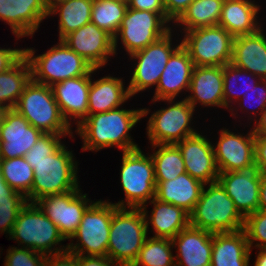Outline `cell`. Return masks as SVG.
Segmentation results:
<instances>
[{
  "label": "cell",
  "instance_id": "6da1fadb",
  "mask_svg": "<svg viewBox=\"0 0 266 266\" xmlns=\"http://www.w3.org/2000/svg\"><path fill=\"white\" fill-rule=\"evenodd\" d=\"M66 136L74 138L75 135L42 134L24 156L34 170L32 203L44 196L66 193L80 186L77 176L79 164L73 152L61 141Z\"/></svg>",
  "mask_w": 266,
  "mask_h": 266
},
{
  "label": "cell",
  "instance_id": "7a4b0ae2",
  "mask_svg": "<svg viewBox=\"0 0 266 266\" xmlns=\"http://www.w3.org/2000/svg\"><path fill=\"white\" fill-rule=\"evenodd\" d=\"M150 109H123L88 115L75 130L83 140L82 151L98 152L104 148L118 147L122 152L139 148L130 131L140 119L147 117Z\"/></svg>",
  "mask_w": 266,
  "mask_h": 266
},
{
  "label": "cell",
  "instance_id": "3957f363",
  "mask_svg": "<svg viewBox=\"0 0 266 266\" xmlns=\"http://www.w3.org/2000/svg\"><path fill=\"white\" fill-rule=\"evenodd\" d=\"M208 185H204L199 200L189 214V225L213 234L242 230L245 218L225 189L218 181Z\"/></svg>",
  "mask_w": 266,
  "mask_h": 266
},
{
  "label": "cell",
  "instance_id": "277c9868",
  "mask_svg": "<svg viewBox=\"0 0 266 266\" xmlns=\"http://www.w3.org/2000/svg\"><path fill=\"white\" fill-rule=\"evenodd\" d=\"M149 233L141 208L113 203L107 256L120 266H132Z\"/></svg>",
  "mask_w": 266,
  "mask_h": 266
},
{
  "label": "cell",
  "instance_id": "5b68a950",
  "mask_svg": "<svg viewBox=\"0 0 266 266\" xmlns=\"http://www.w3.org/2000/svg\"><path fill=\"white\" fill-rule=\"evenodd\" d=\"M41 55H35V48H25L24 56L28 59L34 82L53 86L55 83L87 75L93 67L63 40Z\"/></svg>",
  "mask_w": 266,
  "mask_h": 266
},
{
  "label": "cell",
  "instance_id": "8992f818",
  "mask_svg": "<svg viewBox=\"0 0 266 266\" xmlns=\"http://www.w3.org/2000/svg\"><path fill=\"white\" fill-rule=\"evenodd\" d=\"M9 239L19 242L18 246L21 245L22 248H29L44 255L67 250V245L61 244L66 239L36 203L27 202L21 209Z\"/></svg>",
  "mask_w": 266,
  "mask_h": 266
},
{
  "label": "cell",
  "instance_id": "52a82bcc",
  "mask_svg": "<svg viewBox=\"0 0 266 266\" xmlns=\"http://www.w3.org/2000/svg\"><path fill=\"white\" fill-rule=\"evenodd\" d=\"M14 109L43 134L73 135L72 127L55 101L51 86L31 80Z\"/></svg>",
  "mask_w": 266,
  "mask_h": 266
},
{
  "label": "cell",
  "instance_id": "ba28073f",
  "mask_svg": "<svg viewBox=\"0 0 266 266\" xmlns=\"http://www.w3.org/2000/svg\"><path fill=\"white\" fill-rule=\"evenodd\" d=\"M120 181L125 199L114 203L117 207L141 208L155 197L154 162L139 148L122 152Z\"/></svg>",
  "mask_w": 266,
  "mask_h": 266
},
{
  "label": "cell",
  "instance_id": "9c48e42d",
  "mask_svg": "<svg viewBox=\"0 0 266 266\" xmlns=\"http://www.w3.org/2000/svg\"><path fill=\"white\" fill-rule=\"evenodd\" d=\"M113 203L108 200L93 202L84 212L77 231L69 239L67 250L83 256H107ZM76 242L74 244V240Z\"/></svg>",
  "mask_w": 266,
  "mask_h": 266
},
{
  "label": "cell",
  "instance_id": "30bf717a",
  "mask_svg": "<svg viewBox=\"0 0 266 266\" xmlns=\"http://www.w3.org/2000/svg\"><path fill=\"white\" fill-rule=\"evenodd\" d=\"M168 102V107L154 111L147 122V136L150 145L176 144L184 138L196 135L198 132L191 125L195 108L185 99H164L152 101ZM176 101V102H175Z\"/></svg>",
  "mask_w": 266,
  "mask_h": 266
},
{
  "label": "cell",
  "instance_id": "8fae6325",
  "mask_svg": "<svg viewBox=\"0 0 266 266\" xmlns=\"http://www.w3.org/2000/svg\"><path fill=\"white\" fill-rule=\"evenodd\" d=\"M181 45L194 66H224L231 63L234 37L221 26L184 31Z\"/></svg>",
  "mask_w": 266,
  "mask_h": 266
},
{
  "label": "cell",
  "instance_id": "7c38bea8",
  "mask_svg": "<svg viewBox=\"0 0 266 266\" xmlns=\"http://www.w3.org/2000/svg\"><path fill=\"white\" fill-rule=\"evenodd\" d=\"M173 27L158 14L146 10L127 8L117 34L113 37V47L117 55L118 41L128 56L143 50L167 34Z\"/></svg>",
  "mask_w": 266,
  "mask_h": 266
},
{
  "label": "cell",
  "instance_id": "4fadbf2b",
  "mask_svg": "<svg viewBox=\"0 0 266 266\" xmlns=\"http://www.w3.org/2000/svg\"><path fill=\"white\" fill-rule=\"evenodd\" d=\"M172 32L173 29L143 50L129 56L130 60L136 62L128 85L131 97L152 86L157 87L171 54L181 45V42L173 45Z\"/></svg>",
  "mask_w": 266,
  "mask_h": 266
},
{
  "label": "cell",
  "instance_id": "5bb4252c",
  "mask_svg": "<svg viewBox=\"0 0 266 266\" xmlns=\"http://www.w3.org/2000/svg\"><path fill=\"white\" fill-rule=\"evenodd\" d=\"M80 189L79 186L66 193L47 195L35 202L68 241L77 231L84 212L94 202Z\"/></svg>",
  "mask_w": 266,
  "mask_h": 266
},
{
  "label": "cell",
  "instance_id": "9a60e30c",
  "mask_svg": "<svg viewBox=\"0 0 266 266\" xmlns=\"http://www.w3.org/2000/svg\"><path fill=\"white\" fill-rule=\"evenodd\" d=\"M223 128L213 145L219 173L246 170L255 166V136L252 129L245 135Z\"/></svg>",
  "mask_w": 266,
  "mask_h": 266
},
{
  "label": "cell",
  "instance_id": "2e32d148",
  "mask_svg": "<svg viewBox=\"0 0 266 266\" xmlns=\"http://www.w3.org/2000/svg\"><path fill=\"white\" fill-rule=\"evenodd\" d=\"M62 40L97 70L115 55L113 37L92 22L70 32Z\"/></svg>",
  "mask_w": 266,
  "mask_h": 266
},
{
  "label": "cell",
  "instance_id": "e0dca14e",
  "mask_svg": "<svg viewBox=\"0 0 266 266\" xmlns=\"http://www.w3.org/2000/svg\"><path fill=\"white\" fill-rule=\"evenodd\" d=\"M261 177L262 174L256 166L218 175L217 181L244 218L258 210Z\"/></svg>",
  "mask_w": 266,
  "mask_h": 266
},
{
  "label": "cell",
  "instance_id": "ac0fdd59",
  "mask_svg": "<svg viewBox=\"0 0 266 266\" xmlns=\"http://www.w3.org/2000/svg\"><path fill=\"white\" fill-rule=\"evenodd\" d=\"M42 134L16 109H7L0 129V158L24 157Z\"/></svg>",
  "mask_w": 266,
  "mask_h": 266
},
{
  "label": "cell",
  "instance_id": "d6986e66",
  "mask_svg": "<svg viewBox=\"0 0 266 266\" xmlns=\"http://www.w3.org/2000/svg\"><path fill=\"white\" fill-rule=\"evenodd\" d=\"M48 18L46 0H0V20L6 22L16 39L31 36Z\"/></svg>",
  "mask_w": 266,
  "mask_h": 266
},
{
  "label": "cell",
  "instance_id": "ffe728a7",
  "mask_svg": "<svg viewBox=\"0 0 266 266\" xmlns=\"http://www.w3.org/2000/svg\"><path fill=\"white\" fill-rule=\"evenodd\" d=\"M199 132L176 143L180 149L188 173L194 179L209 184L217 182L218 169L213 144Z\"/></svg>",
  "mask_w": 266,
  "mask_h": 266
},
{
  "label": "cell",
  "instance_id": "44dd1931",
  "mask_svg": "<svg viewBox=\"0 0 266 266\" xmlns=\"http://www.w3.org/2000/svg\"><path fill=\"white\" fill-rule=\"evenodd\" d=\"M96 71L97 69L93 68L85 76L70 78L51 86L55 101L70 126H72L71 120L76 121L75 125L77 127L88 116L91 74L93 75Z\"/></svg>",
  "mask_w": 266,
  "mask_h": 266
},
{
  "label": "cell",
  "instance_id": "7402d4cb",
  "mask_svg": "<svg viewBox=\"0 0 266 266\" xmlns=\"http://www.w3.org/2000/svg\"><path fill=\"white\" fill-rule=\"evenodd\" d=\"M213 233L191 225L173 239L176 266H211Z\"/></svg>",
  "mask_w": 266,
  "mask_h": 266
},
{
  "label": "cell",
  "instance_id": "603a6c76",
  "mask_svg": "<svg viewBox=\"0 0 266 266\" xmlns=\"http://www.w3.org/2000/svg\"><path fill=\"white\" fill-rule=\"evenodd\" d=\"M194 64L187 50L180 45L170 56L152 101L176 99L181 92H188Z\"/></svg>",
  "mask_w": 266,
  "mask_h": 266
},
{
  "label": "cell",
  "instance_id": "cb8c5ba5",
  "mask_svg": "<svg viewBox=\"0 0 266 266\" xmlns=\"http://www.w3.org/2000/svg\"><path fill=\"white\" fill-rule=\"evenodd\" d=\"M188 92L185 99L194 108L199 103L223 109V66H194Z\"/></svg>",
  "mask_w": 266,
  "mask_h": 266
},
{
  "label": "cell",
  "instance_id": "d4e9b609",
  "mask_svg": "<svg viewBox=\"0 0 266 266\" xmlns=\"http://www.w3.org/2000/svg\"><path fill=\"white\" fill-rule=\"evenodd\" d=\"M263 29L233 39L231 64L266 80V34Z\"/></svg>",
  "mask_w": 266,
  "mask_h": 266
},
{
  "label": "cell",
  "instance_id": "484cf974",
  "mask_svg": "<svg viewBox=\"0 0 266 266\" xmlns=\"http://www.w3.org/2000/svg\"><path fill=\"white\" fill-rule=\"evenodd\" d=\"M153 204L151 215L149 216L147 204ZM141 207L145 216L147 232L149 226L155 238L173 239L181 230L189 225V214L182 208L170 203L162 202L155 197Z\"/></svg>",
  "mask_w": 266,
  "mask_h": 266
},
{
  "label": "cell",
  "instance_id": "4316f807",
  "mask_svg": "<svg viewBox=\"0 0 266 266\" xmlns=\"http://www.w3.org/2000/svg\"><path fill=\"white\" fill-rule=\"evenodd\" d=\"M260 10V5L255 0H224L218 25L234 38L253 34L263 25L257 20Z\"/></svg>",
  "mask_w": 266,
  "mask_h": 266
},
{
  "label": "cell",
  "instance_id": "83f0119b",
  "mask_svg": "<svg viewBox=\"0 0 266 266\" xmlns=\"http://www.w3.org/2000/svg\"><path fill=\"white\" fill-rule=\"evenodd\" d=\"M250 246L244 230L214 233L211 266H249Z\"/></svg>",
  "mask_w": 266,
  "mask_h": 266
},
{
  "label": "cell",
  "instance_id": "f1b7e54d",
  "mask_svg": "<svg viewBox=\"0 0 266 266\" xmlns=\"http://www.w3.org/2000/svg\"><path fill=\"white\" fill-rule=\"evenodd\" d=\"M123 79L108 75L91 82L88 96V115L118 108L131 99Z\"/></svg>",
  "mask_w": 266,
  "mask_h": 266
},
{
  "label": "cell",
  "instance_id": "f546056e",
  "mask_svg": "<svg viewBox=\"0 0 266 266\" xmlns=\"http://www.w3.org/2000/svg\"><path fill=\"white\" fill-rule=\"evenodd\" d=\"M204 185L185 172L173 180L159 182L156 185L155 198L178 206L190 214L200 198Z\"/></svg>",
  "mask_w": 266,
  "mask_h": 266
},
{
  "label": "cell",
  "instance_id": "4dcf8cb0",
  "mask_svg": "<svg viewBox=\"0 0 266 266\" xmlns=\"http://www.w3.org/2000/svg\"><path fill=\"white\" fill-rule=\"evenodd\" d=\"M93 0H64L56 4H47L48 17H59V39L62 40L70 32L91 22Z\"/></svg>",
  "mask_w": 266,
  "mask_h": 266
},
{
  "label": "cell",
  "instance_id": "1f68e13d",
  "mask_svg": "<svg viewBox=\"0 0 266 266\" xmlns=\"http://www.w3.org/2000/svg\"><path fill=\"white\" fill-rule=\"evenodd\" d=\"M31 80L32 70L25 56L9 70L0 73V107L15 108Z\"/></svg>",
  "mask_w": 266,
  "mask_h": 266
},
{
  "label": "cell",
  "instance_id": "d6a6232c",
  "mask_svg": "<svg viewBox=\"0 0 266 266\" xmlns=\"http://www.w3.org/2000/svg\"><path fill=\"white\" fill-rule=\"evenodd\" d=\"M223 3L224 0H194L173 24L182 28L180 32L218 26Z\"/></svg>",
  "mask_w": 266,
  "mask_h": 266
},
{
  "label": "cell",
  "instance_id": "836d02e7",
  "mask_svg": "<svg viewBox=\"0 0 266 266\" xmlns=\"http://www.w3.org/2000/svg\"><path fill=\"white\" fill-rule=\"evenodd\" d=\"M260 80L261 79L256 75L248 72L247 70L240 69L231 63L224 65L223 66L224 109L225 108L226 110L229 109L231 115L237 118V116H239L237 113L238 109L236 107L234 108L232 104L234 102L237 103L238 100H240L244 94H247L252 88H254L255 85ZM239 89L242 90L240 91Z\"/></svg>",
  "mask_w": 266,
  "mask_h": 266
},
{
  "label": "cell",
  "instance_id": "e575fe53",
  "mask_svg": "<svg viewBox=\"0 0 266 266\" xmlns=\"http://www.w3.org/2000/svg\"><path fill=\"white\" fill-rule=\"evenodd\" d=\"M154 150L150 153L155 168L156 185L161 181L173 180L180 174L185 173L183 156L176 144L151 145Z\"/></svg>",
  "mask_w": 266,
  "mask_h": 266
},
{
  "label": "cell",
  "instance_id": "d590c367",
  "mask_svg": "<svg viewBox=\"0 0 266 266\" xmlns=\"http://www.w3.org/2000/svg\"><path fill=\"white\" fill-rule=\"evenodd\" d=\"M3 179L15 191L23 194L32 203L34 170L24 157L1 159Z\"/></svg>",
  "mask_w": 266,
  "mask_h": 266
},
{
  "label": "cell",
  "instance_id": "8d00e7d4",
  "mask_svg": "<svg viewBox=\"0 0 266 266\" xmlns=\"http://www.w3.org/2000/svg\"><path fill=\"white\" fill-rule=\"evenodd\" d=\"M171 239L147 237L132 266H176Z\"/></svg>",
  "mask_w": 266,
  "mask_h": 266
},
{
  "label": "cell",
  "instance_id": "74e56055",
  "mask_svg": "<svg viewBox=\"0 0 266 266\" xmlns=\"http://www.w3.org/2000/svg\"><path fill=\"white\" fill-rule=\"evenodd\" d=\"M128 6L112 0H93L91 22L114 37L124 19Z\"/></svg>",
  "mask_w": 266,
  "mask_h": 266
},
{
  "label": "cell",
  "instance_id": "f35d334b",
  "mask_svg": "<svg viewBox=\"0 0 266 266\" xmlns=\"http://www.w3.org/2000/svg\"><path fill=\"white\" fill-rule=\"evenodd\" d=\"M243 230L251 251L254 247L266 249V209H258L255 213L246 216ZM253 244H255L254 247Z\"/></svg>",
  "mask_w": 266,
  "mask_h": 266
},
{
  "label": "cell",
  "instance_id": "ab89813d",
  "mask_svg": "<svg viewBox=\"0 0 266 266\" xmlns=\"http://www.w3.org/2000/svg\"><path fill=\"white\" fill-rule=\"evenodd\" d=\"M26 197H0V232L10 236L19 212L27 204Z\"/></svg>",
  "mask_w": 266,
  "mask_h": 266
},
{
  "label": "cell",
  "instance_id": "60d3db41",
  "mask_svg": "<svg viewBox=\"0 0 266 266\" xmlns=\"http://www.w3.org/2000/svg\"><path fill=\"white\" fill-rule=\"evenodd\" d=\"M237 103H239L237 105H239L238 107H240L242 112H243L244 107H245V110H247L246 113L250 114V116L252 115L250 117V119L248 117V120L252 119L253 121H255L257 116L260 115V113L266 108V80L261 79L255 85V87L252 88L247 94H244L243 97L240 100H238ZM250 106L251 107L253 106L254 108H250ZM249 110H250V112H248ZM251 111H252V113H251ZM253 117H255V119Z\"/></svg>",
  "mask_w": 266,
  "mask_h": 266
},
{
  "label": "cell",
  "instance_id": "b9f144b4",
  "mask_svg": "<svg viewBox=\"0 0 266 266\" xmlns=\"http://www.w3.org/2000/svg\"><path fill=\"white\" fill-rule=\"evenodd\" d=\"M4 266H44L46 255L29 248L9 247Z\"/></svg>",
  "mask_w": 266,
  "mask_h": 266
},
{
  "label": "cell",
  "instance_id": "7bdbcfd3",
  "mask_svg": "<svg viewBox=\"0 0 266 266\" xmlns=\"http://www.w3.org/2000/svg\"><path fill=\"white\" fill-rule=\"evenodd\" d=\"M44 266H79V255L69 250L46 255Z\"/></svg>",
  "mask_w": 266,
  "mask_h": 266
},
{
  "label": "cell",
  "instance_id": "ee69618b",
  "mask_svg": "<svg viewBox=\"0 0 266 266\" xmlns=\"http://www.w3.org/2000/svg\"><path fill=\"white\" fill-rule=\"evenodd\" d=\"M193 1L194 0H164L166 22L169 25L174 23Z\"/></svg>",
  "mask_w": 266,
  "mask_h": 266
},
{
  "label": "cell",
  "instance_id": "f6af8a7d",
  "mask_svg": "<svg viewBox=\"0 0 266 266\" xmlns=\"http://www.w3.org/2000/svg\"><path fill=\"white\" fill-rule=\"evenodd\" d=\"M128 8L158 13L166 21L164 0H129Z\"/></svg>",
  "mask_w": 266,
  "mask_h": 266
},
{
  "label": "cell",
  "instance_id": "bcb514c9",
  "mask_svg": "<svg viewBox=\"0 0 266 266\" xmlns=\"http://www.w3.org/2000/svg\"><path fill=\"white\" fill-rule=\"evenodd\" d=\"M24 56V48H1L0 47V73L9 70Z\"/></svg>",
  "mask_w": 266,
  "mask_h": 266
},
{
  "label": "cell",
  "instance_id": "7dc6e473",
  "mask_svg": "<svg viewBox=\"0 0 266 266\" xmlns=\"http://www.w3.org/2000/svg\"><path fill=\"white\" fill-rule=\"evenodd\" d=\"M255 166L266 176V137L255 136Z\"/></svg>",
  "mask_w": 266,
  "mask_h": 266
},
{
  "label": "cell",
  "instance_id": "c3c4849f",
  "mask_svg": "<svg viewBox=\"0 0 266 266\" xmlns=\"http://www.w3.org/2000/svg\"><path fill=\"white\" fill-rule=\"evenodd\" d=\"M79 266H120L108 256L79 255Z\"/></svg>",
  "mask_w": 266,
  "mask_h": 266
},
{
  "label": "cell",
  "instance_id": "681fc988",
  "mask_svg": "<svg viewBox=\"0 0 266 266\" xmlns=\"http://www.w3.org/2000/svg\"><path fill=\"white\" fill-rule=\"evenodd\" d=\"M254 124L255 126L252 127L254 136L266 137V108L260 113Z\"/></svg>",
  "mask_w": 266,
  "mask_h": 266
},
{
  "label": "cell",
  "instance_id": "f907efd6",
  "mask_svg": "<svg viewBox=\"0 0 266 266\" xmlns=\"http://www.w3.org/2000/svg\"><path fill=\"white\" fill-rule=\"evenodd\" d=\"M0 197H25L11 188L3 178H0Z\"/></svg>",
  "mask_w": 266,
  "mask_h": 266
},
{
  "label": "cell",
  "instance_id": "816d5d0a",
  "mask_svg": "<svg viewBox=\"0 0 266 266\" xmlns=\"http://www.w3.org/2000/svg\"><path fill=\"white\" fill-rule=\"evenodd\" d=\"M258 209H266V176L265 175H262L261 177Z\"/></svg>",
  "mask_w": 266,
  "mask_h": 266
},
{
  "label": "cell",
  "instance_id": "f5cc1de1",
  "mask_svg": "<svg viewBox=\"0 0 266 266\" xmlns=\"http://www.w3.org/2000/svg\"><path fill=\"white\" fill-rule=\"evenodd\" d=\"M254 266H266V249H260L258 251Z\"/></svg>",
  "mask_w": 266,
  "mask_h": 266
},
{
  "label": "cell",
  "instance_id": "db71d44e",
  "mask_svg": "<svg viewBox=\"0 0 266 266\" xmlns=\"http://www.w3.org/2000/svg\"><path fill=\"white\" fill-rule=\"evenodd\" d=\"M6 112H7L6 108L0 107V129H1Z\"/></svg>",
  "mask_w": 266,
  "mask_h": 266
},
{
  "label": "cell",
  "instance_id": "11a10c76",
  "mask_svg": "<svg viewBox=\"0 0 266 266\" xmlns=\"http://www.w3.org/2000/svg\"><path fill=\"white\" fill-rule=\"evenodd\" d=\"M64 0H46L47 4H56Z\"/></svg>",
  "mask_w": 266,
  "mask_h": 266
},
{
  "label": "cell",
  "instance_id": "9f6ffc18",
  "mask_svg": "<svg viewBox=\"0 0 266 266\" xmlns=\"http://www.w3.org/2000/svg\"><path fill=\"white\" fill-rule=\"evenodd\" d=\"M112 1L120 2V3H123L125 5H128V2H129V0H112Z\"/></svg>",
  "mask_w": 266,
  "mask_h": 266
},
{
  "label": "cell",
  "instance_id": "6f0895ef",
  "mask_svg": "<svg viewBox=\"0 0 266 266\" xmlns=\"http://www.w3.org/2000/svg\"><path fill=\"white\" fill-rule=\"evenodd\" d=\"M0 178H3V174H2V165H1V158H0Z\"/></svg>",
  "mask_w": 266,
  "mask_h": 266
}]
</instances>
